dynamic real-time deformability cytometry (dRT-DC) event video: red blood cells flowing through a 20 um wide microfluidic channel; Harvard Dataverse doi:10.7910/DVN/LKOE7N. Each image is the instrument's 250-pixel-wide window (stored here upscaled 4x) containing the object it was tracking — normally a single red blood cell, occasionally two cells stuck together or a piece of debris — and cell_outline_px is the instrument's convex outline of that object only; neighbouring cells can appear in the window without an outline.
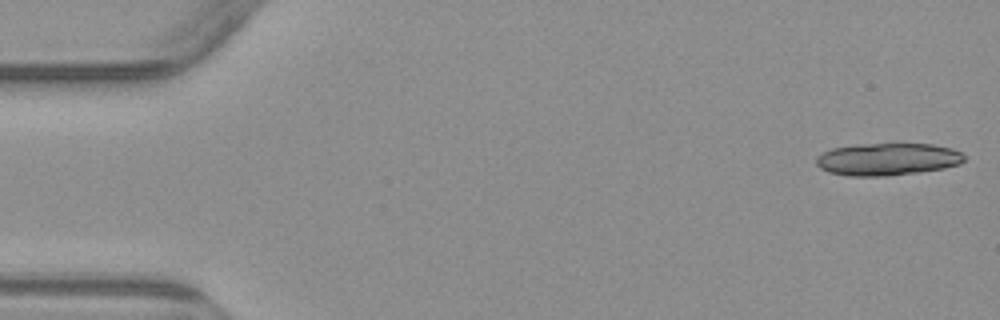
{"species": "common noctule bat (a hibernating species)", "species_latin": "Nyctalus noctula", "temperature_condition": "warm", "stored_images_in_passage": 6, "camera_frame_rate_fps": 3000, "um_per_image_px": 0.085, "animal": {"sex": "male", "body_mass_g": 23.1, "forearm_length_mm": 52.7}, "frame": {"image": 1, "passage_image": 1, "time_ms": 0.0, "image_size_px": [1000, 320], "cell_outline_px": [[964, 160], [960, 164], [944, 168], [888, 176], [848, 176], [828, 172], [820, 168], [816, 164], [816, 156], [832, 148], [856, 144], [932, 144], [952, 148], [960, 152], [964, 156]], "centroid_in_image_um": [75.41, 13.53], "position_along_channel_um": 9.6, "area_um2": 27.92}}